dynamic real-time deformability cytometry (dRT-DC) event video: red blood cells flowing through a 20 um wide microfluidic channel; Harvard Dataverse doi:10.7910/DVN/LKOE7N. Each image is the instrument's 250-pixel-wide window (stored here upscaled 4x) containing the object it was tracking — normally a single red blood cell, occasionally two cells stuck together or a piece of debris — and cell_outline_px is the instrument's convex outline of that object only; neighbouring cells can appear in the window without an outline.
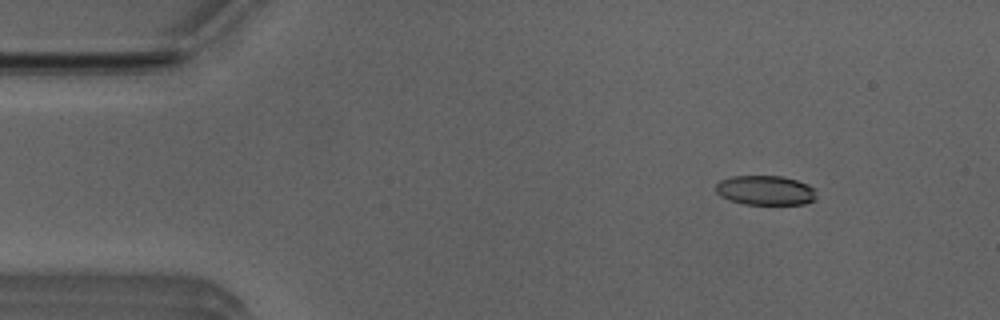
{"species": "Egyptian fruit bat (a non-hibernating species)", "species_latin": "Rousettus aegyptiacus", "temperature_condition": "room temperature", "stored_images_in_passage": 53, "camera_frame_rate_fps": 3000, "um_per_image_px": 0.085, "animal": {"sex": "male"}, "frame": {"image": 1, "passage_image": 7, "time_ms": 2.0, "image_size_px": [1000, 320], "cell_outline_px": [[816, 200], [804, 204], [744, 204], [720, 196], [716, 192], [716, 184], [720, 180], [732, 176], [780, 176], [796, 180], [808, 184], [812, 188], [816, 196]], "centroid_in_image_um": [65.05, 16.18], "position_along_channel_um": 19.9, "area_um2": 17.22}}
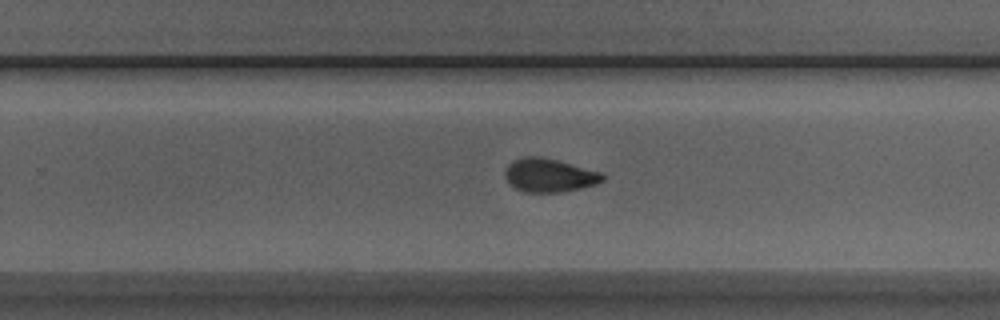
{"frame": {"image": 2, "passage_image": 33, "time_ms": 10.667, "image_size_px": [1000, 320], "cell_outline_px": [[604, 180], [596, 184], [580, 188], [556, 192], [524, 192], [508, 184], [504, 176], [504, 172], [508, 164], [512, 160], [524, 156], [540, 156], [556, 160], [600, 172], [604, 176]], "centroid_in_image_um": [46.62, 14.89], "position_along_channel_um": 283.2, "area_um2": 18.96}}
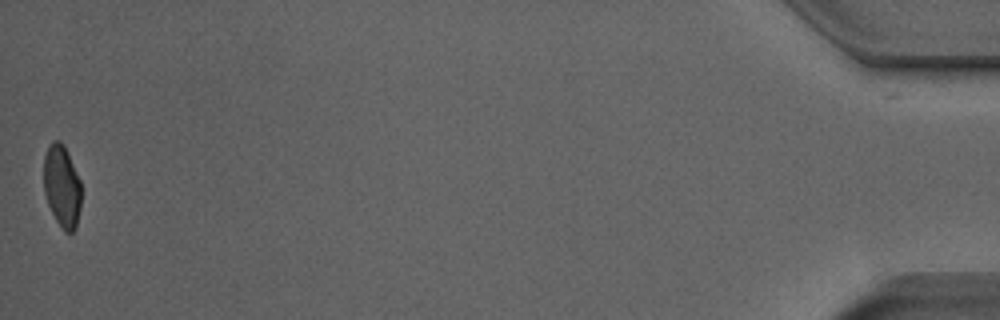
{"frame": {"image": 3, "passage_image": 52, "time_ms": 17.0, "image_size_px": [1000, 320], "cell_outline_px": [[80, 208], [76, 228], [72, 232], [64, 232], [56, 220], [48, 204], [44, 192], [44, 156], [48, 144], [52, 140], [60, 140], [64, 144], [80, 180]], "centroid_in_image_um": [5.25, 15.8], "position_along_channel_um": 429.9, "area_um2": 18.03}, "authors_computed_cell_mechanics": {"area_um2": 19.074, "velocity_mm_per_s": 3.962, "shape_relaxation_time_tau1_ms": 5.9451, "shape_relaxation_time_tau2_ms": 2.3403, "deformation_change_tau1": 0.171, "deformation_change_tau2": 0.0629}}